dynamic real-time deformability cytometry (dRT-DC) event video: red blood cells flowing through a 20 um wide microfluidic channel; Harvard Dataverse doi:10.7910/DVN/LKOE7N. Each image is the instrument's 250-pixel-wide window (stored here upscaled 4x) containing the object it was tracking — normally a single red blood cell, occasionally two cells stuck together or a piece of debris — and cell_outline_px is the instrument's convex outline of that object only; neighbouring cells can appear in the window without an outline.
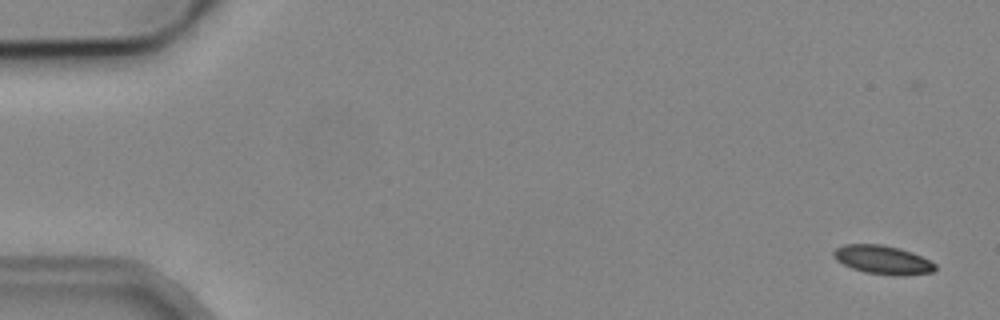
{"species": "common noctule bat (a hibernating species)", "species_latin": "Nyctalus noctula", "temperature_condition": "cold", "stored_images_in_passage": 5, "camera_frame_rate_fps": 3000, "um_per_image_px": 0.085, "animal": {"sex": "male", "body_mass_g": 19.2, "forearm_length_mm": 51.8}, "frame": {"image": 1, "passage_image": 1, "time_ms": 0.0, "image_size_px": [1000, 320], "cell_outline_px": [[936, 268], [932, 272], [904, 276], [896, 276], [864, 272], [852, 268], [836, 260], [832, 256], [832, 252], [836, 248], [844, 244], [880, 244], [900, 248], [912, 252], [936, 264]], "centroid_in_image_um": [75.01, 22.08], "position_along_channel_um": 10.0, "area_um2": 17.05}}
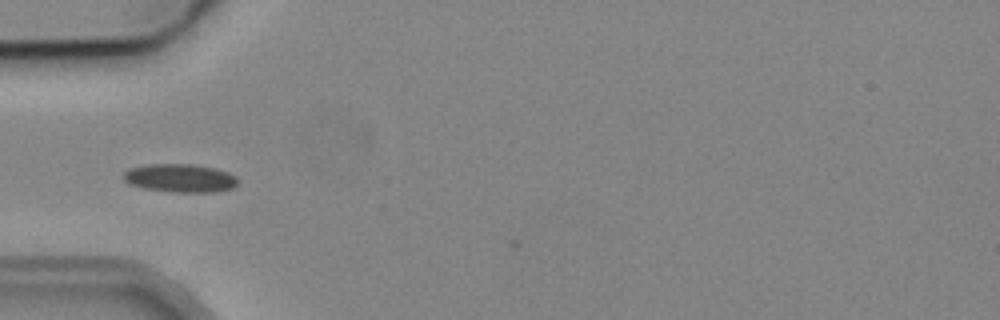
{"frame": {"image": 2, "passage_image": 4, "time_ms": 5.333, "image_size_px": [1000, 320], "cell_outline_px": [[240, 180], [232, 188], [212, 192], [176, 192], [144, 188], [132, 184], [124, 180], [124, 172], [132, 168], [148, 164], [192, 164], [216, 168], [228, 172], [236, 176]], "centroid_in_image_um": [15.36, 15.13], "position_along_channel_um": 69.6, "area_um2": 18.73}}